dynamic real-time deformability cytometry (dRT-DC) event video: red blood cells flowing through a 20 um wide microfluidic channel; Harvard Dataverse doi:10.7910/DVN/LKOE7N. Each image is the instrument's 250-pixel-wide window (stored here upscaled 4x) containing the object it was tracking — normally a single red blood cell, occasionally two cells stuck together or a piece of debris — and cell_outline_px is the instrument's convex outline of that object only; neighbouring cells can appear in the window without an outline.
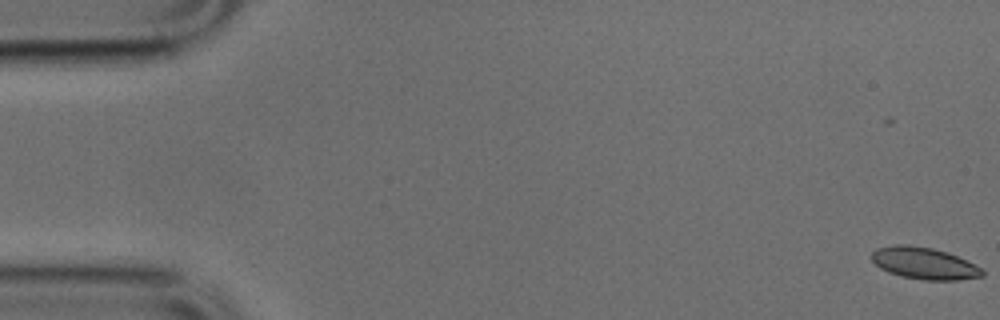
{"species": "common noctule bat (a hibernating species)", "species_latin": "Nyctalus noctula", "temperature_condition": "cold", "stored_images_in_passage": 51, "camera_frame_rate_fps": 3000, "um_per_image_px": 0.085, "animal": {"sex": "male", "body_mass_g": 17.9, "forearm_length_mm": 54.2}, "frame": {"image": 1, "passage_image": 1, "time_ms": 0.0, "image_size_px": [1000, 320], "cell_outline_px": [[984, 276], [956, 280], [924, 280], [900, 276], [888, 272], [880, 268], [872, 260], [872, 252], [876, 248], [896, 244], [908, 244], [932, 248], [948, 252], [980, 268], [984, 272]], "centroid_in_image_um": [78.51, 22.37], "position_along_channel_um": 6.5, "area_um2": 20.4}}
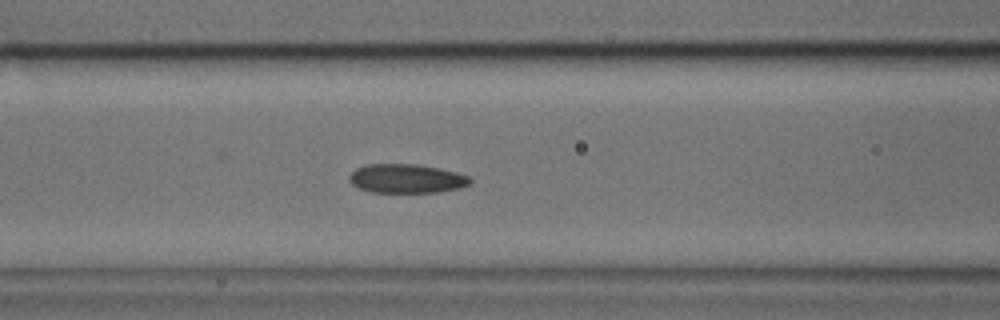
{"frame": {"image": 2, "passage_image": 21, "time_ms": 6.667, "image_size_px": [1000, 320], "cell_outline_px": [[472, 180], [468, 184], [460, 188], [440, 192], [372, 192], [360, 188], [352, 184], [348, 180], [348, 176], [356, 168], [364, 164], [416, 164], [440, 168], [456, 172], [468, 176]], "centroid_in_image_um": [34.53, 15.17], "position_along_channel_um": 132.1, "area_um2": 20.46}}
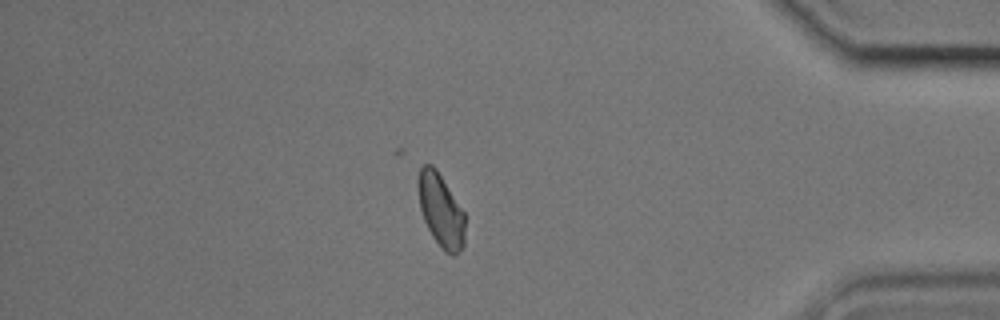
{"frame": {"image": 3, "passage_image": 44, "time_ms": 14.333, "image_size_px": [1000, 320], "cell_outline_px": [[464, 244], [460, 252], [456, 256], [452, 256], [432, 236], [424, 220], [420, 208], [416, 180], [420, 168], [424, 164], [432, 164], [436, 168], [464, 212]], "centroid_in_image_um": [37.45, 17.84], "position_along_channel_um": 397.7, "area_um2": 19.88}}